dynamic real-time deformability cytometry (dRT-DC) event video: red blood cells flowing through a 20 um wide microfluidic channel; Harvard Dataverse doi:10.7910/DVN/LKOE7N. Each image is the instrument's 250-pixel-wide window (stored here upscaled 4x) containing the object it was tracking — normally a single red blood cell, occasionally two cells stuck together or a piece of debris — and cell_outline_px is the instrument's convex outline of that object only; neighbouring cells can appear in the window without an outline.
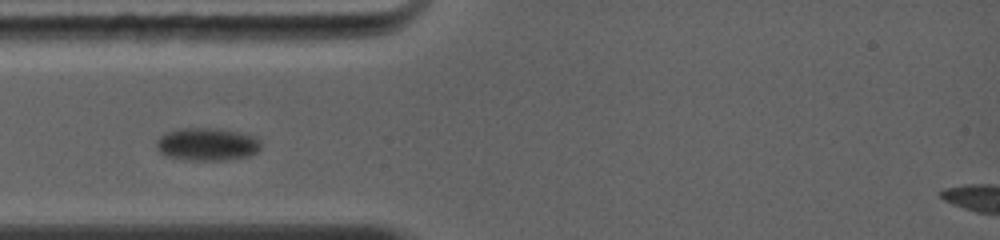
{"species": "common noctule bat (a hibernating species)", "species_latin": "Nyctalus noctula", "temperature_condition": "warm", "stored_images_in_passage": 7, "camera_frame_rate_fps": 5000, "um_per_image_px": 0.085, "animal": {"sex": "female", "body_mass_g": 19.0, "forearm_length_mm": 56.7}, "frame": {"image": 1, "passage_image": 3, "time_ms": 2.2, "image_size_px": [1000, 240], "cell_outline_px": [[260, 144], [256, 152], [248, 156], [220, 160], [192, 160], [172, 156], [164, 152], [160, 148], [160, 140], [164, 136], [172, 132], [184, 128], [208, 128], [232, 132], [248, 136], [256, 140]], "centroid_in_image_um": [17.66, 12.28], "position_along_channel_um": 67.3, "area_um2": 18.26}}
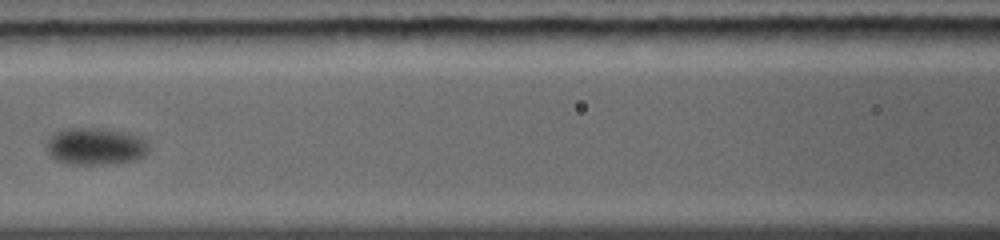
{"frame": {"image": 2, "passage_image": 5, "time_ms": 4.6, "image_size_px": [1000, 240], "cell_outline_px": [[144, 152], [140, 156], [132, 160], [116, 164], [72, 164], [60, 160], [52, 156], [48, 148], [48, 144], [60, 132], [72, 128], [88, 128], [112, 132], [128, 136], [136, 140], [144, 148]], "centroid_in_image_um": [8.0, 12.5], "position_along_channel_um": 158.6, "area_um2": 19.65}}
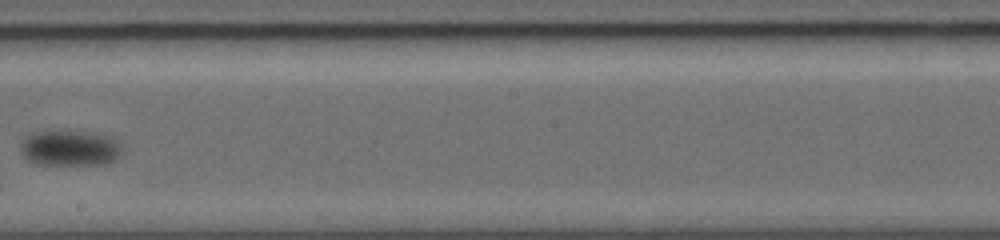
{"frame": {"image": 3, "passage_image": 7, "time_ms": 6.8, "image_size_px": [1000, 240], "cell_outline_px": [[120, 148], [116, 156], [112, 160], [96, 164], [40, 164], [28, 160], [24, 156], [24, 140], [32, 132], [76, 132], [104, 136], [112, 140]], "centroid_in_image_um": [5.86, 12.61], "position_along_channel_um": 242.3, "area_um2": 19.42}}